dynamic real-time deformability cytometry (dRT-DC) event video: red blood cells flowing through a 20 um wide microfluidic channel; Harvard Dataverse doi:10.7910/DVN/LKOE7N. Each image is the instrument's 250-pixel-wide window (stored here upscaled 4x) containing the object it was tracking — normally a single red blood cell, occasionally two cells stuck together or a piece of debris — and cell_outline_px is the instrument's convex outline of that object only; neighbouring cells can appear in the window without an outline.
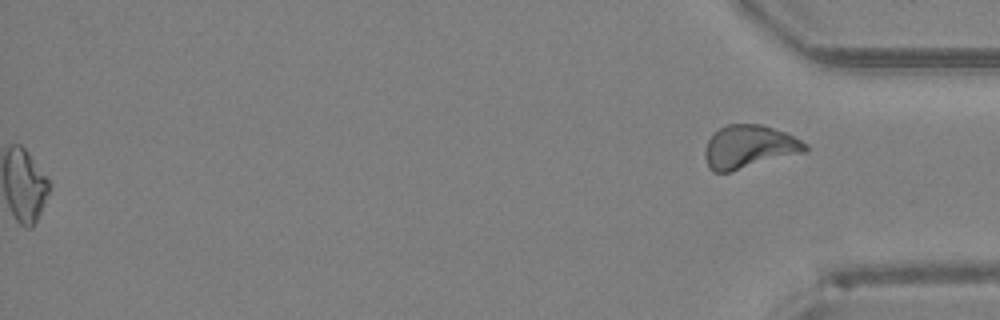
{"species": "Egyptian fruit bat (a non-hibernating species)", "species_latin": "Rousettus aegyptiacus", "temperature_condition": "room temperature", "stored_images_in_passage": 46, "segment_of_instrument_passage": [2, 2], "camera_frame_rate_fps": 3000, "um_per_image_px": 0.085, "animal": {"sex": "female"}, "frame": {"image": 1, "passage_image": 46, "time_ms": 15.0, "image_size_px": [1000, 320], "cell_outline_px": [[808, 148], [804, 152], [728, 172], [712, 172], [708, 168], [704, 156], [704, 152], [708, 140], [720, 128], [728, 124], [760, 124], [788, 132], [808, 144]], "centroid_in_image_um": [63.68, 12.47], "position_along_channel_um": 371.5, "area_um2": 25.14}}